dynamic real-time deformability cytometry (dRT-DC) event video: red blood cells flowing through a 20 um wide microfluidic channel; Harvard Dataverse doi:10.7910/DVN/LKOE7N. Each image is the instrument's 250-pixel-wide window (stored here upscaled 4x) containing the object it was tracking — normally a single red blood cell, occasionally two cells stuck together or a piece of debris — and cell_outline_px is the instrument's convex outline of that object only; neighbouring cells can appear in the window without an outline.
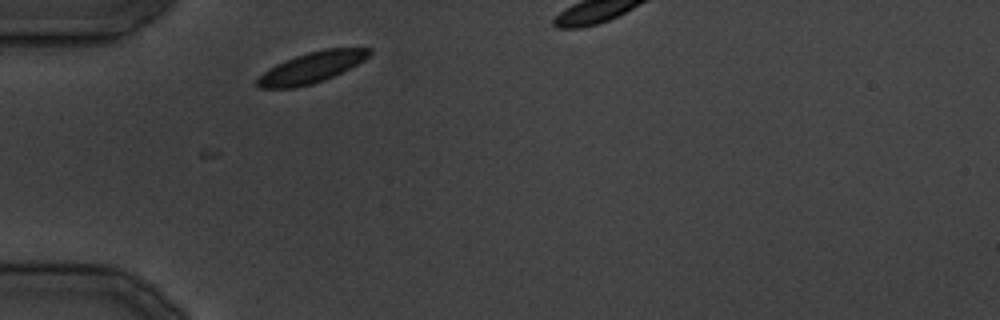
{"species": "common noctule bat (a hibernating species)", "species_latin": "Nyctalus noctula", "temperature_condition": "cold", "stored_images_in_passage": 18, "camera_frame_rate_fps": 3000, "um_per_image_px": 0.085, "animal": {"sex": "male", "body_mass_g": 19.5, "forearm_length_mm": 54.6}, "frame": {"image": 1, "passage_image": 2, "time_ms": 1.0, "image_size_px": [1000, 320], "cell_outline_px": [[372, 52], [364, 60], [324, 80], [312, 84], [292, 88], [260, 88], [256, 84], [256, 80], [264, 72], [276, 64], [296, 56], [308, 52], [324, 48], [372, 48]], "centroid_in_image_um": [26.47, 5.73], "position_along_channel_um": 58.5, "area_um2": 19.77}}